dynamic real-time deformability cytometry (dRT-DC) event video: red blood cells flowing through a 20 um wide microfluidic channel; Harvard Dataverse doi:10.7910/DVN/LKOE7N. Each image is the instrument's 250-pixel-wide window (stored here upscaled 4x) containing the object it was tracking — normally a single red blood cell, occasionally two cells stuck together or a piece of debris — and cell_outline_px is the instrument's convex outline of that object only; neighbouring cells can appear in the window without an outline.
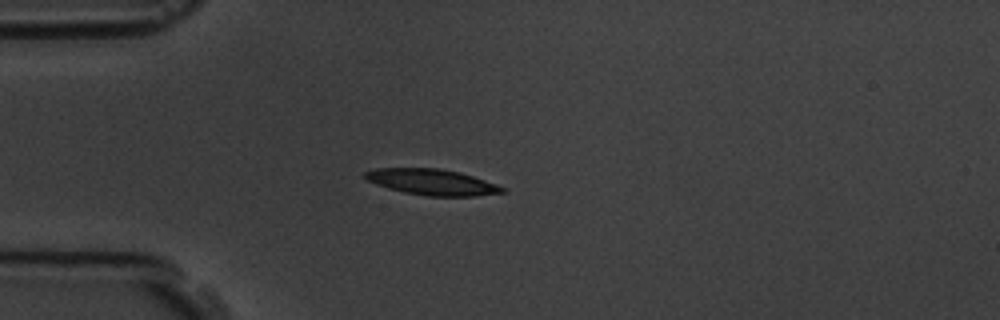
{"species": "common noctule bat (a hibernating species)", "species_latin": "Nyctalus noctula", "temperature_condition": "room temperature", "stored_images_in_passage": 3, "camera_frame_rate_fps": 3000, "um_per_image_px": 0.085, "animal": {"sex": "male", "body_mass_g": 19.5, "forearm_length_mm": 54.6}, "frame": {"image": 1, "passage_image": 3, "time_ms": 2.0, "image_size_px": [1000, 320], "cell_outline_px": [[508, 192], [476, 196], [424, 196], [404, 192], [388, 188], [376, 184], [368, 180], [364, 176], [364, 172], [376, 168], [440, 168], [460, 172], [508, 188]], "centroid_in_image_um": [36.77, 15.48], "position_along_channel_um": 48.2, "area_um2": 20.87}}